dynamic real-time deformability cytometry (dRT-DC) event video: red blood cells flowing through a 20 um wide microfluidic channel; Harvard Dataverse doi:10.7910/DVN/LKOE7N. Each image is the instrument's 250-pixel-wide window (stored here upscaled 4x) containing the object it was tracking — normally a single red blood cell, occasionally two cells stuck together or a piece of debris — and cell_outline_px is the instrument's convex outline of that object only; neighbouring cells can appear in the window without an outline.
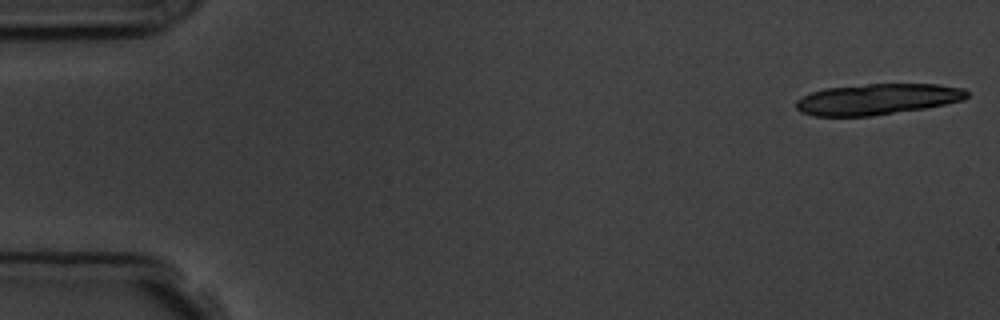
{"species": "common noctule bat (a hibernating species)", "species_latin": "Nyctalus noctula", "temperature_condition": "room temperature", "stored_images_in_passage": 15, "camera_frame_rate_fps": 3000, "um_per_image_px": 0.085, "animal": {"sex": "male", "body_mass_g": 19.5, "forearm_length_mm": 54.6}, "frame": {"image": 1, "passage_image": 1, "time_ms": 0.0, "image_size_px": [1000, 320], "cell_outline_px": [[968, 96], [964, 100], [924, 108], [872, 116], [812, 116], [800, 112], [796, 108], [796, 100], [800, 96], [824, 88], [868, 84], [936, 84], [964, 88], [968, 92]], "centroid_in_image_um": [74.54, 8.43], "position_along_channel_um": 10.5, "area_um2": 30.92}}
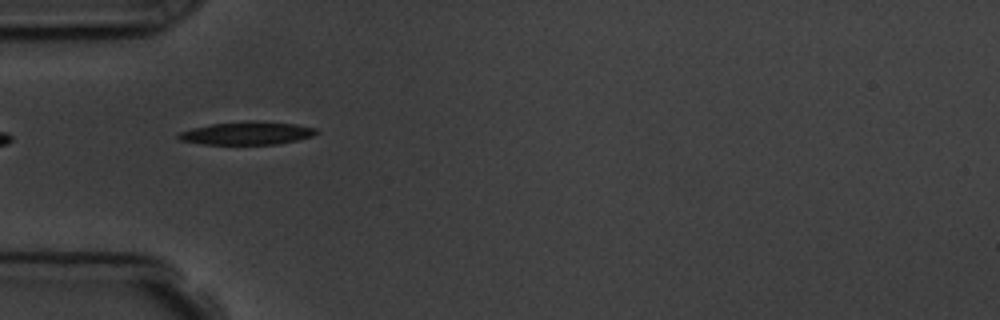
{"frame": {"image": 2, "passage_image": 5, "time_ms": 5.333, "image_size_px": [1000, 320], "cell_outline_px": [[320, 132], [312, 136], [280, 144], [204, 144], [180, 140], [176, 136], [180, 132], [192, 128], [212, 124], [244, 120], [256, 120], [296, 124], [316, 128]], "centroid_in_image_um": [21.02, 11.31], "position_along_channel_um": 64.0, "area_um2": 18.61}}
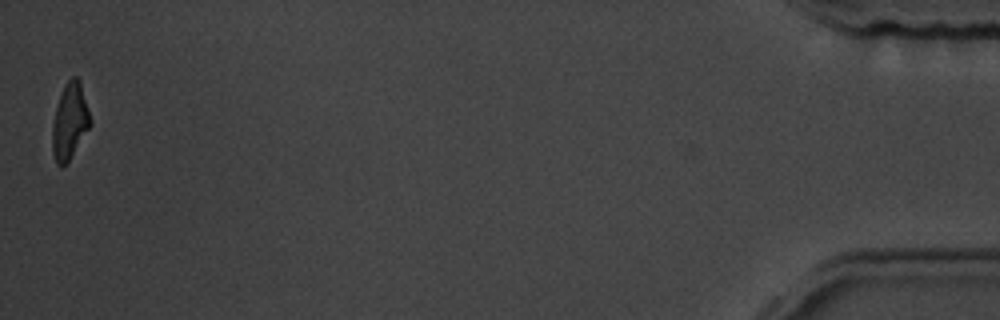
{"frame": {"image": 3, "passage_image": 15, "time_ms": 17.667, "image_size_px": [1000, 320], "cell_outline_px": [[92, 124], [68, 160], [60, 168], [56, 164], [52, 152], [52, 124], [60, 92], [64, 84], [72, 76], [76, 76], [80, 80], [92, 120]], "centroid_in_image_um": [5.93, 10.27], "position_along_channel_um": 429.3, "area_um2": 16.94}, "authors_computed_cell_mechanics": {"area_um2": 18.6116, "velocity_mm_per_s": 3.7546, "shape_relaxation_time_tau1_ms": 7.1781, "shape_relaxation_time_tau2_ms": null, "deformation_change_tau1": 0.2034, "deformation_change_tau2": null}}